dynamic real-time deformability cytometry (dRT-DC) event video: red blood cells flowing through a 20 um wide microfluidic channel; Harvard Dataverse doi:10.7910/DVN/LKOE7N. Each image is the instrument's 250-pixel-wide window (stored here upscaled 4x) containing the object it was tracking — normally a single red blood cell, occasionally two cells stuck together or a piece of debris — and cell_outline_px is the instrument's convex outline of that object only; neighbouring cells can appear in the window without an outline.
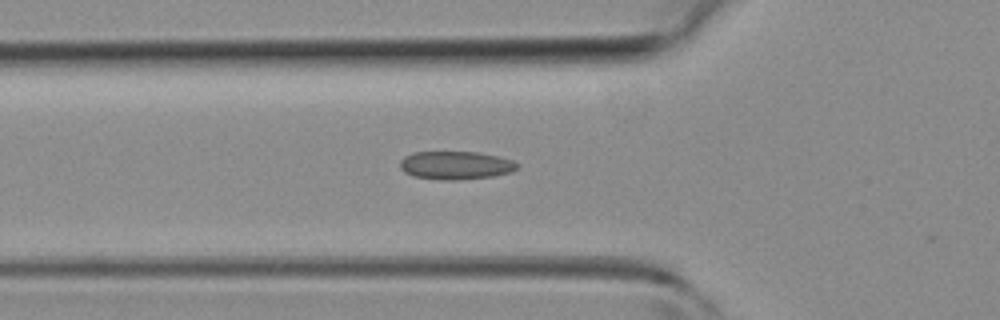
{"species": "common noctule bat (a hibernating species)", "species_latin": "Nyctalus noctula", "temperature_condition": "room temperature", "stored_images_in_passage": 30, "camera_frame_rate_fps": 3000, "um_per_image_px": 0.085, "animal": {"sex": "female", "body_mass_g": 19.3, "forearm_length_mm": 54.1}, "frame": {"image": 1, "passage_image": 4, "time_ms": 1.0, "image_size_px": [1000, 320], "cell_outline_px": [[520, 168], [512, 172], [492, 176], [460, 180], [444, 180], [412, 176], [404, 172], [400, 168], [400, 160], [404, 156], [412, 152], [480, 152], [500, 156], [512, 160], [520, 164]], "centroid_in_image_um": [38.76, 14.05], "position_along_channel_um": 87.0, "area_um2": 19.59}}
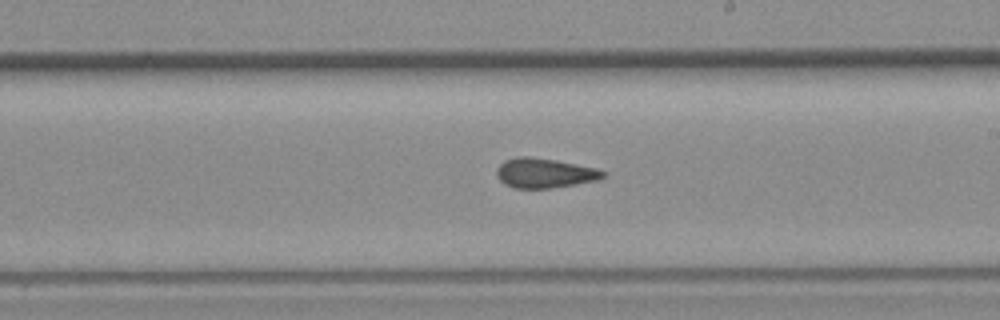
{"frame": {"image": 2, "passage_image": 14, "time_ms": 4.333, "image_size_px": [1000, 320], "cell_outline_px": [[608, 176], [600, 180], [576, 184], [548, 188], [512, 188], [504, 184], [496, 176], [496, 168], [504, 160], [516, 156], [528, 156], [556, 160], [596, 168], [604, 172]], "centroid_in_image_um": [46.27, 14.71], "position_along_channel_um": 242.7, "area_um2": 18.61}}
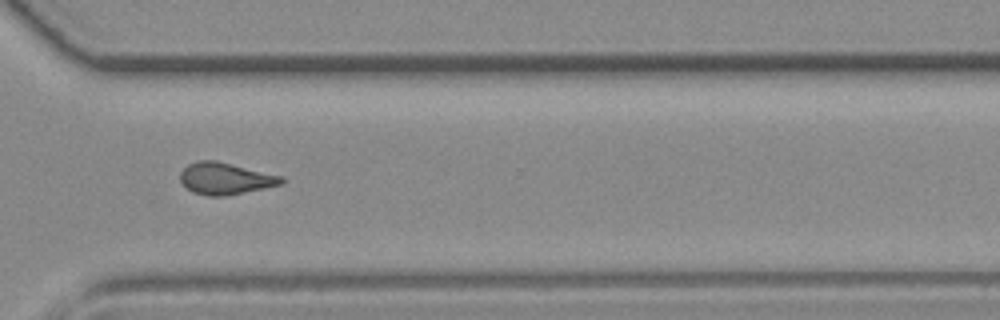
{"frame": {"image": 3, "passage_image": 21, "time_ms": 6.667, "image_size_px": [1000, 320], "cell_outline_px": [[284, 184], [224, 196], [208, 196], [192, 192], [180, 180], [180, 172], [188, 164], [196, 160], [216, 160], [284, 176]], "centroid_in_image_um": [19.17, 15.16], "position_along_channel_um": 351.4, "area_um2": 18.84}}